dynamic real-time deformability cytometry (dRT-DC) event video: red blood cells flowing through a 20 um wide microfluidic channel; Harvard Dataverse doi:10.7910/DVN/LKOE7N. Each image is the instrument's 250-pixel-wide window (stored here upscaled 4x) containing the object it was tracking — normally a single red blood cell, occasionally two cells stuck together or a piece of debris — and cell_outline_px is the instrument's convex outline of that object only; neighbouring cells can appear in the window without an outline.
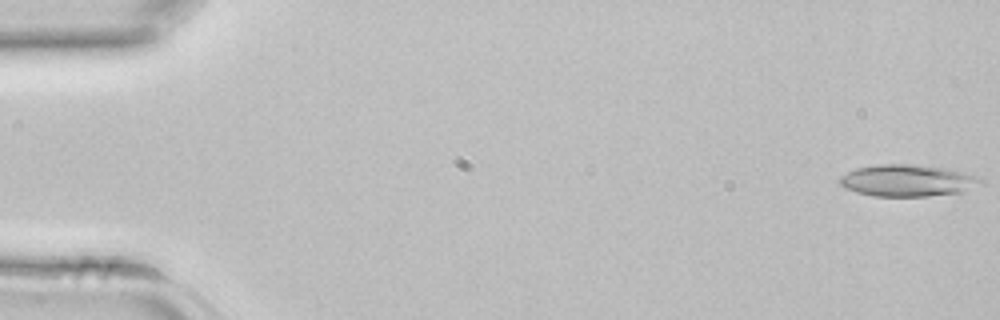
{"species": "common noctule bat (a hibernating species)", "species_latin": "Nyctalus noctula", "temperature_condition": "room temperature", "stored_images_in_passage": 42, "camera_frame_rate_fps": 3000, "um_per_image_px": 0.085, "animal": {"sex": "female", "body_mass_g": 22.7, "forearm_length_mm": 54.2}, "frame": {"image": 1, "passage_image": 1, "time_ms": 0.0, "image_size_px": [1000, 320], "cell_outline_px": [[984, 184], [964, 192], [928, 196], [872, 196], [856, 192], [844, 188], [836, 180], [840, 176], [856, 168], [876, 164], [908, 164], [948, 168], [964, 172], [976, 176], [984, 180]], "centroid_in_image_um": [77.16, 15.35], "position_along_channel_um": 7.8, "area_um2": 26.53}}
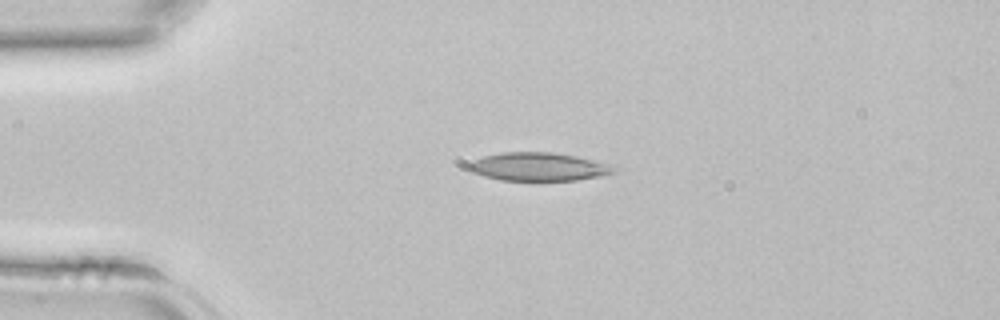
{"frame": {"image": 2, "passage_image": 10, "time_ms": 3.0, "image_size_px": [1000, 320], "cell_outline_px": [[620, 168], [616, 172], [600, 176], [576, 180], [500, 180], [484, 176], [472, 172], [468, 168], [468, 164], [472, 160], [484, 156], [500, 152], [552, 152], [576, 156], [616, 164]], "centroid_in_image_um": [45.85, 14.16], "position_along_channel_um": 39.2, "area_um2": 24.28}}
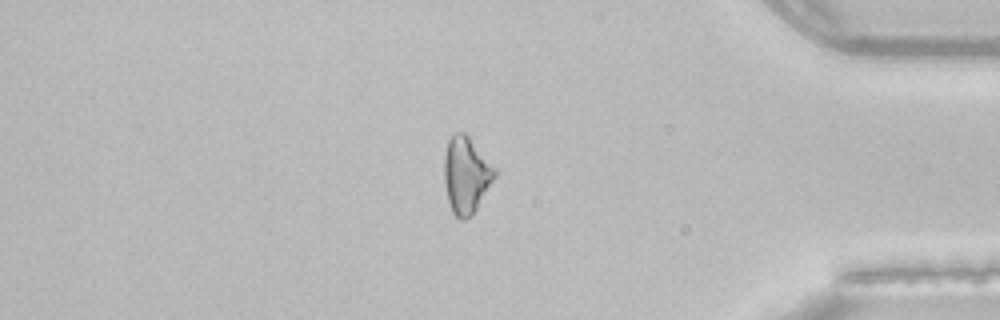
{"frame": {"image": 3, "passage_image": 36, "time_ms": 11.667, "image_size_px": [1000, 320], "cell_outline_px": [[496, 176], [472, 216], [464, 220], [460, 220], [452, 212], [448, 200], [444, 184], [444, 156], [448, 140], [456, 132], [464, 132], [468, 136], [496, 168]], "centroid_in_image_um": [39.62, 14.89], "position_along_channel_um": 395.6, "area_um2": 22.54}}